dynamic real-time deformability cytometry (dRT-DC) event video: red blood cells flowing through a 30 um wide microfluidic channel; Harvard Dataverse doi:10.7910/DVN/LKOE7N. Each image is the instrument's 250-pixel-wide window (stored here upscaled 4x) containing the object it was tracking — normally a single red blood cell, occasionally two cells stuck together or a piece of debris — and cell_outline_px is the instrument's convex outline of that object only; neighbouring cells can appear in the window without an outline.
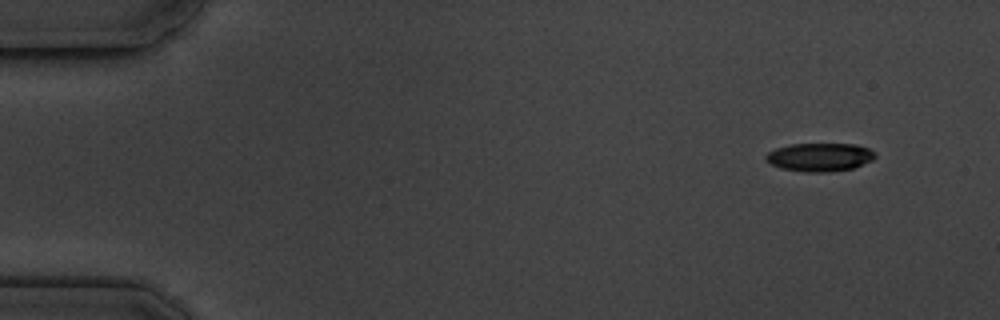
{"species": "common noctule bat (a hibernating species)", "species_latin": "Nyctalus noctula", "temperature_condition": "cold", "stored_images_in_passage": 5, "camera_frame_rate_fps": 3000, "um_per_image_px": 0.085, "animal": {"sex": "male", "body_mass_g": 19.5, "forearm_length_mm": 54.6}, "frame": {"image": 1, "passage_image": 1, "time_ms": 0.0, "image_size_px": [1000, 320], "cell_outline_px": [[876, 156], [872, 160], [852, 168], [828, 172], [804, 172], [780, 168], [764, 160], [764, 156], [768, 152], [776, 148], [788, 144], [856, 144], [868, 148], [876, 152]], "centroid_in_image_um": [69.65, 13.35], "position_along_channel_um": 15.3, "area_um2": 18.15}}
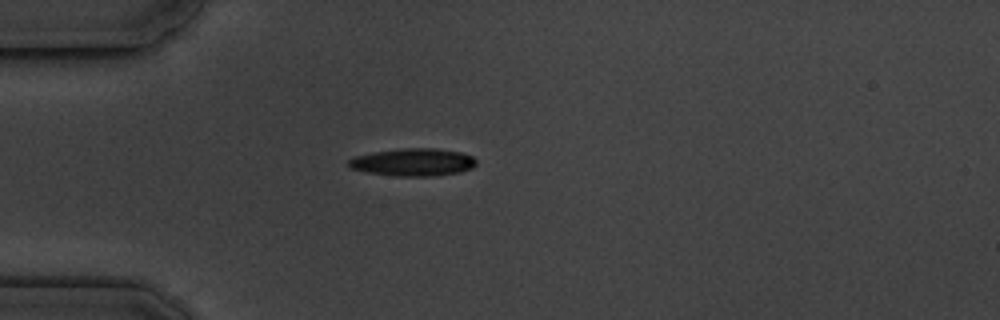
{"frame": {"image": 2, "passage_image": 4, "time_ms": 3.667, "image_size_px": [1000, 320], "cell_outline_px": [[476, 164], [472, 168], [460, 172], [432, 176], [396, 176], [364, 172], [348, 168], [348, 160], [356, 156], [376, 152], [404, 148], [436, 148], [460, 152], [472, 156], [476, 160]], "centroid_in_image_um": [35.11, 13.79], "position_along_channel_um": 49.9, "area_um2": 20.52}}